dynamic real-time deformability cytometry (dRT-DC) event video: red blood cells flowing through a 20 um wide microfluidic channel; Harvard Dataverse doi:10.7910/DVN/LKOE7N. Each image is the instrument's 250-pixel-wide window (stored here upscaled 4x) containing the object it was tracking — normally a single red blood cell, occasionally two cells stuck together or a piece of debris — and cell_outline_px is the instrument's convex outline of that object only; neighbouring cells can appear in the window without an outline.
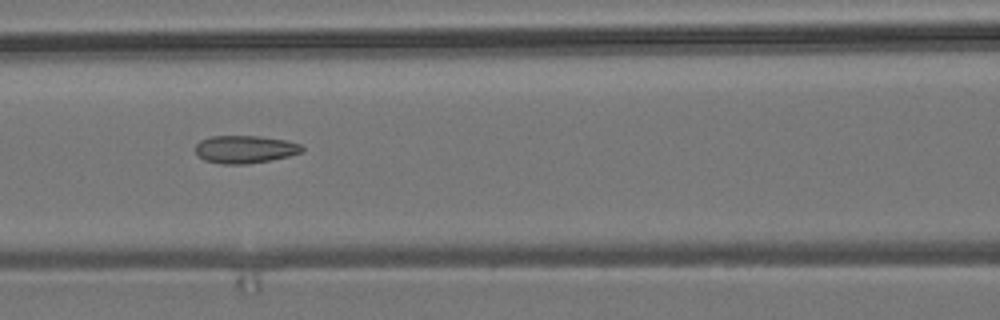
{"species": "common noctule bat (a hibernating species)", "species_latin": "Nyctalus noctula", "temperature_condition": "room temperature", "stored_images_in_passage": 11, "camera_frame_rate_fps": 3000, "um_per_image_px": 0.085, "animal": {"sex": "male", "body_mass_g": 19.2, "forearm_length_mm": 51.8}, "frame": {"image": 1, "passage_image": 8, "time_ms": 2.333, "image_size_px": [1000, 320], "cell_outline_px": [[304, 152], [272, 160], [248, 164], [224, 164], [204, 160], [196, 152], [196, 144], [200, 140], [212, 136], [260, 136], [288, 140], [300, 144], [304, 148]], "centroid_in_image_um": [20.87, 12.69], "position_along_channel_um": 145.7, "area_um2": 17.34}}
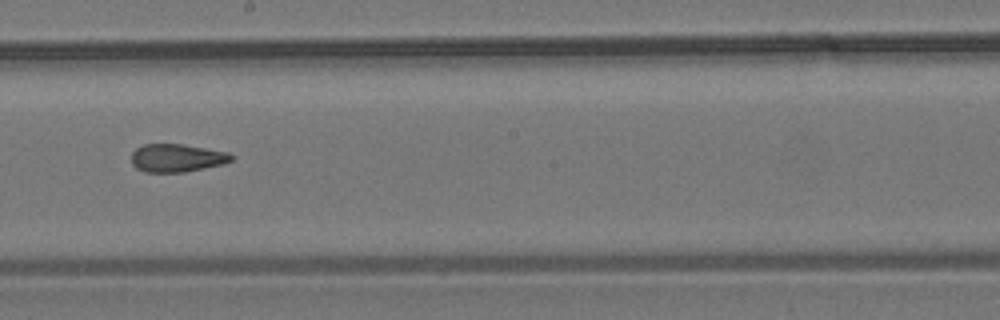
{"frame": {"image": 2, "passage_image": 10, "time_ms": 3.0, "image_size_px": [1000, 320], "cell_outline_px": [[236, 156], [232, 160], [224, 164], [184, 172], [144, 172], [136, 168], [132, 164], [132, 152], [136, 148], [144, 144], [180, 144], [228, 152]], "centroid_in_image_um": [15.04, 13.43], "position_along_channel_um": 233.2, "area_um2": 16.36}}
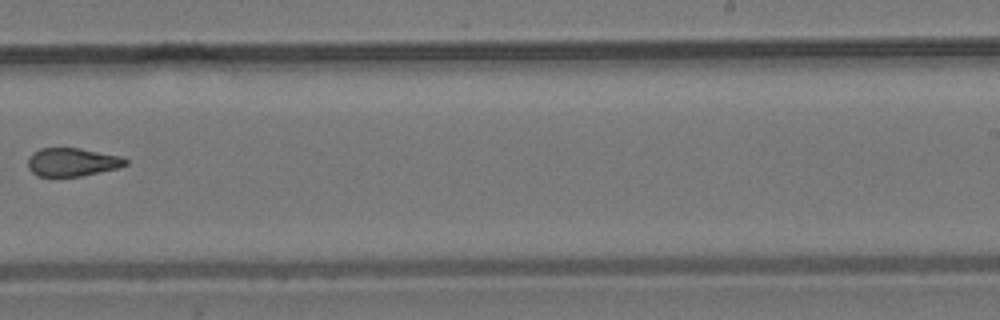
{"frame": {"image": 3, "passage_image": 11, "time_ms": 3.333, "image_size_px": [1000, 320], "cell_outline_px": [[128, 164], [120, 168], [80, 176], [36, 176], [28, 168], [28, 156], [32, 152], [40, 148], [80, 148], [120, 156], [128, 160]], "centroid_in_image_um": [6.13, 13.77], "position_along_channel_um": 282.9, "area_um2": 16.24}}